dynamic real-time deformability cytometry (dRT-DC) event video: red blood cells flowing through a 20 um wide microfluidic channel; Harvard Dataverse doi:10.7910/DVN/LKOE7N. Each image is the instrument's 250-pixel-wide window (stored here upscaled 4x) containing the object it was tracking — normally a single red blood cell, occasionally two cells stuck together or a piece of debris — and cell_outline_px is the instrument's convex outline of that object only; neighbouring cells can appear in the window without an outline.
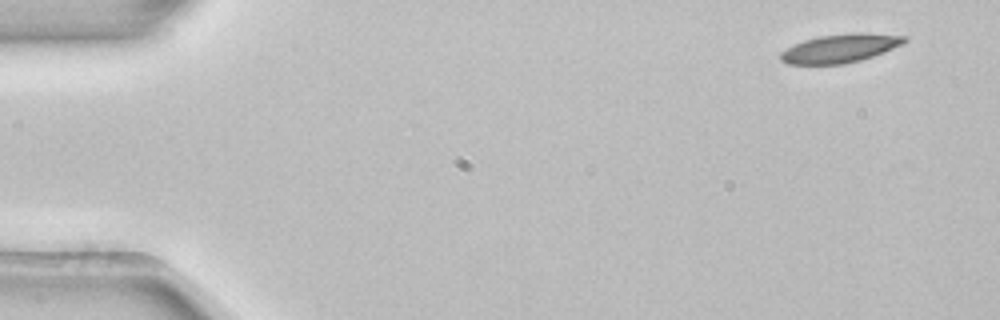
{"species": "common noctule bat (a hibernating species)", "species_latin": "Nyctalus noctula", "temperature_condition": "room temperature", "stored_images_in_passage": 4, "camera_frame_rate_fps": 3000, "um_per_image_px": 0.085, "animal": {"sex": "female", "body_mass_g": 22.7, "forearm_length_mm": 54.2}, "frame": {"image": 1, "passage_image": 1, "time_ms": 0.0, "image_size_px": [1000, 320], "cell_outline_px": [[908, 40], [904, 44], [884, 52], [860, 60], [844, 64], [788, 64], [780, 60], [780, 52], [804, 40], [820, 36], [908, 36]], "centroid_in_image_um": [71.34, 4.18], "position_along_channel_um": 13.7, "area_um2": 19.25}}
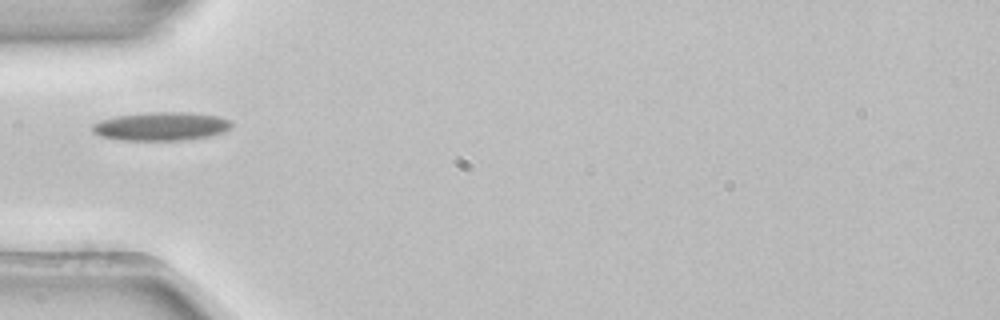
{"frame": {"image": 2, "passage_image": 4, "time_ms": 1.0, "image_size_px": [1000, 320], "cell_outline_px": [[232, 124], [224, 132], [208, 136], [180, 140], [124, 140], [100, 136], [92, 132], [92, 124], [100, 120], [116, 116], [152, 112], [192, 112], [220, 116], [232, 120]], "centroid_in_image_um": [13.71, 10.72], "position_along_channel_um": 71.3, "area_um2": 23.12}}